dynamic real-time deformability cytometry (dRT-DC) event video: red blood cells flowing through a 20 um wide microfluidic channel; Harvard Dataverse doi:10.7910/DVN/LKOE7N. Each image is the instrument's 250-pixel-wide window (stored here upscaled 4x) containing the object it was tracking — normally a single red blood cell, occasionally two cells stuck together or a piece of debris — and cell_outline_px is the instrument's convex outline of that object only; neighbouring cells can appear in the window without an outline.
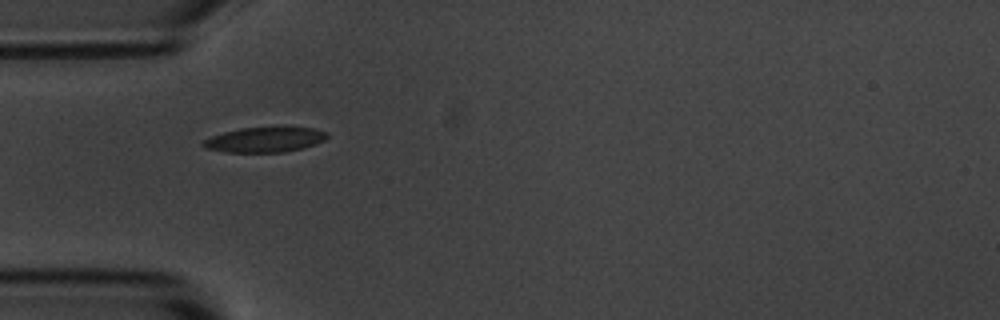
{"species": "common noctule bat (a hibernating species)", "species_latin": "Nyctalus noctula", "temperature_condition": "room temperature", "stored_images_in_passage": 2, "camera_frame_rate_fps": 3000, "um_per_image_px": 0.085, "animal": {"sex": "male", "body_mass_g": 20.1, "forearm_length_mm": 53.5}, "frame": {"image": 1, "passage_image": 1, "time_ms": 0.0, "image_size_px": [1000, 320], "cell_outline_px": [[328, 136], [324, 140], [304, 148], [284, 152], [228, 152], [204, 148], [200, 144], [204, 140], [212, 136], [224, 132], [240, 128], [284, 124], [288, 124], [316, 128], [328, 132]], "centroid_in_image_um": [22.59, 11.81], "position_along_channel_um": 62.4, "area_um2": 19.07}}